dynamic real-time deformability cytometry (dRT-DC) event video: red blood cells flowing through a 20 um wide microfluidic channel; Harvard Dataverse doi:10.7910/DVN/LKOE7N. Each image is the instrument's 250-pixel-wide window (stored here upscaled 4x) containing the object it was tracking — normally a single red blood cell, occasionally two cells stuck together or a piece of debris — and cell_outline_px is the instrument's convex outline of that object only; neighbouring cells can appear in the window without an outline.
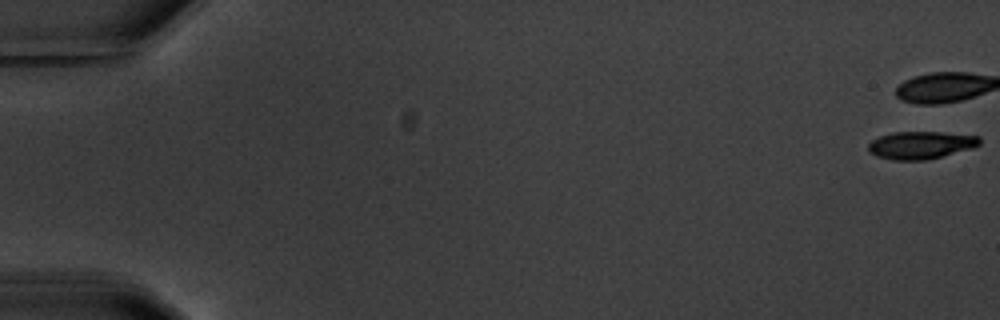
{"species": "common noctule bat (a hibernating species)", "species_latin": "Nyctalus noctula", "temperature_condition": "warm", "stored_images_in_passage": 7, "camera_frame_rate_fps": 3000, "um_per_image_px": 0.085, "animal": {"sex": "male", "body_mass_g": 20.1, "forearm_length_mm": 53.5}, "frame": {"image": 1, "passage_image": 1, "time_ms": 0.0, "image_size_px": [1000, 320], "cell_outline_px": [[980, 144], [972, 148], [928, 160], [892, 160], [876, 156], [868, 152], [868, 144], [872, 140], [880, 136], [892, 132], [940, 132], [980, 136]], "centroid_in_image_um": [78.24, 12.34], "position_along_channel_um": 6.8, "area_um2": 17.98}}